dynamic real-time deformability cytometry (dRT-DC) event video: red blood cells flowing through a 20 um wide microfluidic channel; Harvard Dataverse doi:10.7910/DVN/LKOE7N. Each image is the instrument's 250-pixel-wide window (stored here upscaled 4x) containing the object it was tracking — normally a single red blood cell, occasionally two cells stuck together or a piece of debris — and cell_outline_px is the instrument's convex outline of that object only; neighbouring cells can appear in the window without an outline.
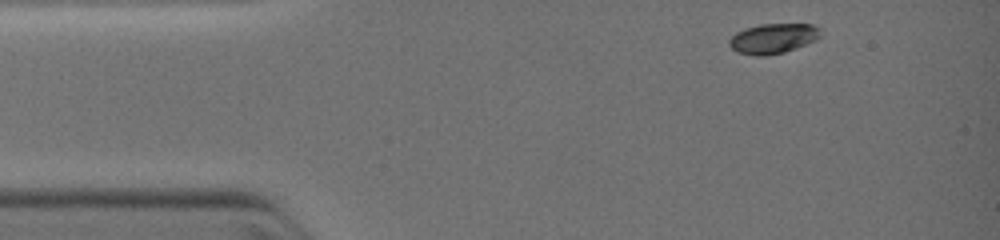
{"species": "common noctule bat (a hibernating species)", "species_latin": "Nyctalus noctula", "temperature_condition": "warm", "stored_images_in_passage": 5, "camera_frame_rate_fps": 3000, "um_per_image_px": 0.085, "animal": {"sex": "female", "body_mass_g": 19.0, "forearm_length_mm": 51.5}, "frame": {"image": 1, "passage_image": 1, "time_ms": 0.0, "image_size_px": [1000, 240], "cell_outline_px": [[820, 36], [816, 40], [796, 48], [784, 52], [764, 56], [756, 56], [736, 52], [728, 44], [728, 40], [736, 32], [744, 28], [760, 24], [812, 24], [820, 28]], "centroid_in_image_um": [65.69, 3.27], "position_along_channel_um": 19.3, "area_um2": 16.07}}
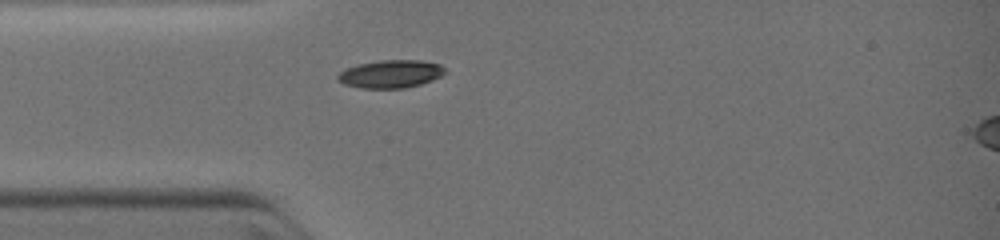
{"frame": {"image": 2, "passage_image": 5, "time_ms": 2.0, "image_size_px": [1000, 240], "cell_outline_px": [[448, 72], [432, 80], [420, 84], [404, 88], [360, 88], [344, 84], [336, 80], [336, 76], [344, 68], [356, 64], [380, 60], [420, 60], [440, 64]], "centroid_in_image_um": [33.17, 6.28], "position_along_channel_um": 51.8, "area_um2": 17.63}}